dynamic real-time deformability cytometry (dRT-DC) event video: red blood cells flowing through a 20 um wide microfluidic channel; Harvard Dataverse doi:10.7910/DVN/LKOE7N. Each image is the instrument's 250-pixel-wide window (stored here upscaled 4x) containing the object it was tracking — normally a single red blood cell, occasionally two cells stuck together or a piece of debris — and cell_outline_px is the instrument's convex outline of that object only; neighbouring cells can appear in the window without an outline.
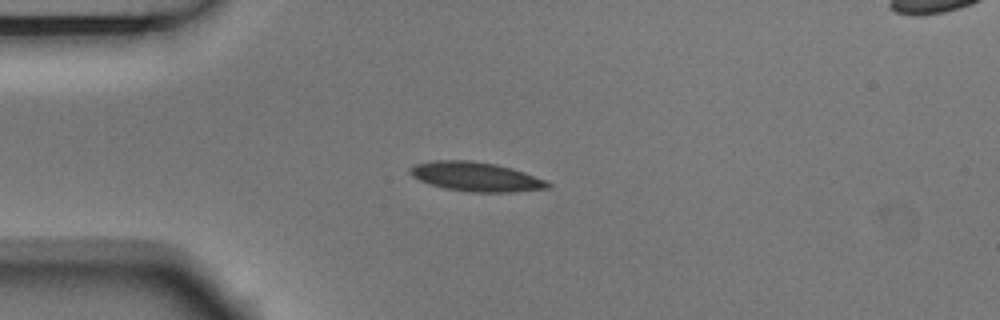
{"species": "Egyptian fruit bat (a non-hibernating species)", "species_latin": "Rousettus aegyptiacus", "temperature_condition": "room temperature", "stored_images_in_passage": 3, "camera_frame_rate_fps": 3000, "um_per_image_px": 0.085, "animal": {"sex": "male"}, "frame": {"image": 1, "passage_image": 1, "time_ms": 0.0, "image_size_px": [1000, 320], "cell_outline_px": [[552, 188], [512, 192], [472, 192], [444, 188], [428, 184], [412, 176], [408, 172], [408, 168], [416, 164], [432, 160], [468, 160], [496, 164], [512, 168], [548, 180], [552, 184]], "centroid_in_image_um": [40.48, 15.02], "position_along_channel_um": 44.5, "area_um2": 23.76}}
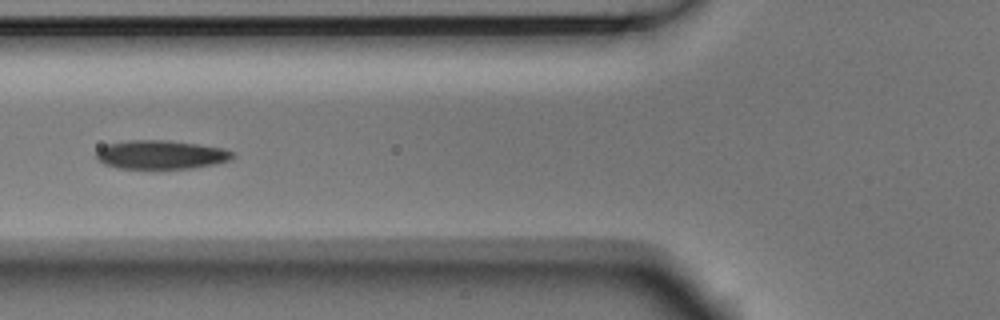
{"frame": {"image": 2, "passage_image": 3, "time_ms": 0.667, "image_size_px": [1000, 320], "cell_outline_px": [[236, 156], [232, 160], [216, 164], [192, 168], [156, 172], [116, 168], [104, 164], [96, 160], [96, 152], [100, 148], [108, 144], [132, 140], [164, 140], [196, 144], [224, 148], [236, 152]], "centroid_in_image_um": [13.7, 13.21], "position_along_channel_um": 112.1, "area_um2": 24.04}}